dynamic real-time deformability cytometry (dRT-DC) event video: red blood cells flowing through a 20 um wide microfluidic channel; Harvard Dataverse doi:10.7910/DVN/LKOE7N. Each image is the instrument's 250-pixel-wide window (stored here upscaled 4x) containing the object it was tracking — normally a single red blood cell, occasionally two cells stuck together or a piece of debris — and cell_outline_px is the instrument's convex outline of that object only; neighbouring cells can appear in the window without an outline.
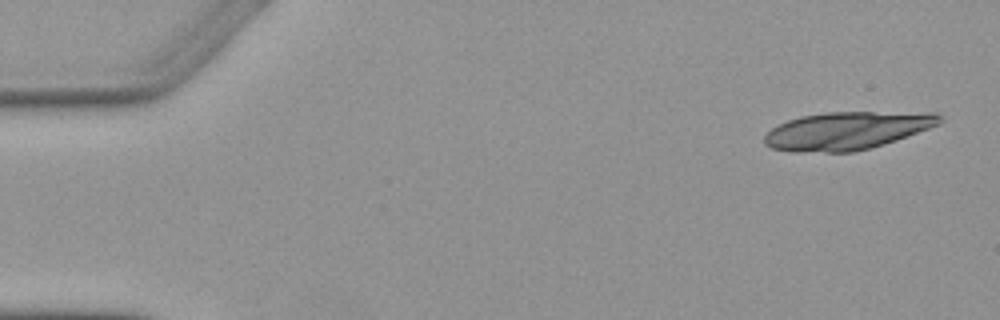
{"species": "Egyptian fruit bat (a non-hibernating species)", "species_latin": "Rousettus aegyptiacus", "temperature_condition": "warm", "stored_images_in_passage": 3, "camera_frame_rate_fps": 3000, "um_per_image_px": 0.085, "animal": {"sex": "female"}, "frame": {"image": 1, "passage_image": 1, "time_ms": 0.0, "image_size_px": [1000, 320], "cell_outline_px": [[944, 120], [940, 124], [896, 140], [884, 144], [852, 152], [792, 152], [772, 148], [764, 144], [764, 136], [772, 128], [788, 120], [800, 116], [824, 112], [936, 112]], "centroid_in_image_um": [72.0, 11.1], "position_along_channel_um": 13.0, "area_um2": 38.73}}